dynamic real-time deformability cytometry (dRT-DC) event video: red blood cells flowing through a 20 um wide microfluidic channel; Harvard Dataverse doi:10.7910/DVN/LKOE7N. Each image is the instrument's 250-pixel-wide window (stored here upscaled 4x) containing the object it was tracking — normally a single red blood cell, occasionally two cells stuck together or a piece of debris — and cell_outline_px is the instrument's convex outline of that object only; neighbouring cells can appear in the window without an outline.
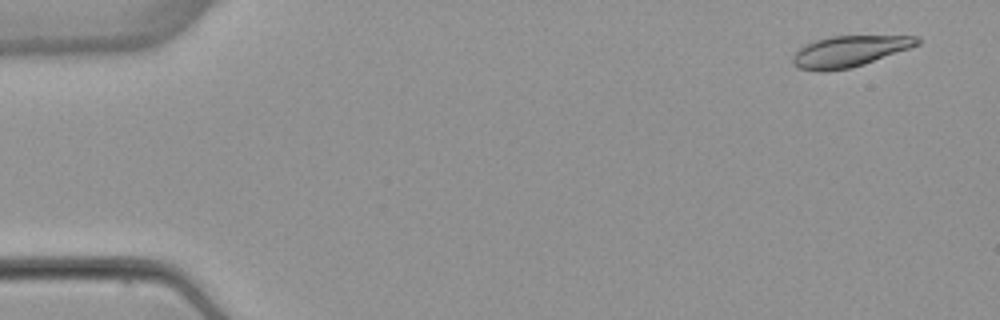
{"species": "common noctule bat (a hibernating species)", "species_latin": "Nyctalus noctula", "temperature_condition": "warm", "stored_images_in_passage": 52, "camera_frame_rate_fps": 3000, "um_per_image_px": 0.085, "animal": {"sex": "female", "body_mass_g": 22.7, "forearm_length_mm": 54.2}, "frame": {"image": 1, "passage_image": 3, "time_ms": 0.667, "image_size_px": [1000, 320], "cell_outline_px": [[920, 44], [864, 64], [852, 68], [828, 72], [820, 72], [800, 68], [792, 64], [792, 56], [804, 44], [816, 40], [832, 36], [920, 36]], "centroid_in_image_um": [72.16, 4.37], "position_along_channel_um": 12.8, "area_um2": 22.54}}
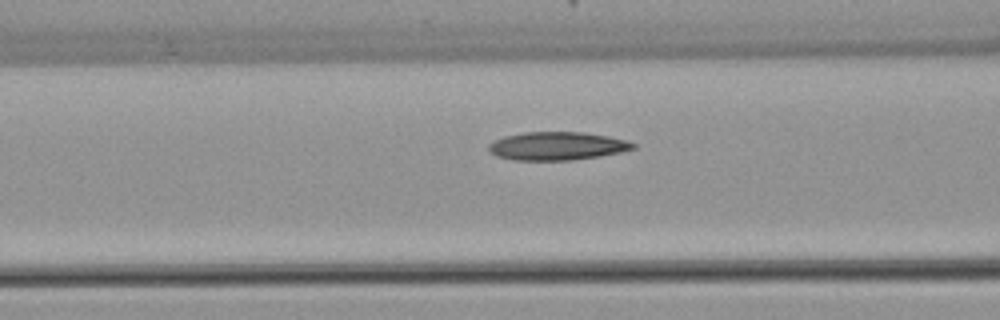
{"frame": {"image": 2, "passage_image": 21, "time_ms": 6.667, "image_size_px": [1000, 320], "cell_outline_px": [[636, 148], [620, 152], [600, 156], [572, 160], [512, 160], [496, 156], [488, 148], [488, 144], [504, 136], [524, 132], [584, 132], [608, 136], [628, 140], [636, 144]], "centroid_in_image_um": [47.38, 12.41], "position_along_channel_um": 119.2, "area_um2": 23.81}}
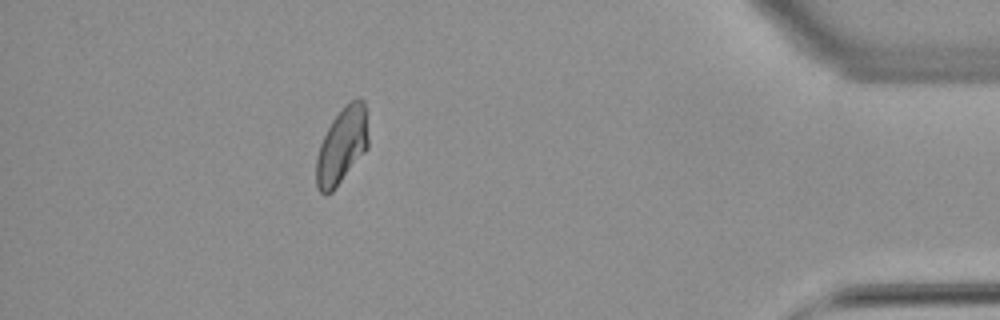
{"frame": {"image": 3, "passage_image": 47, "time_ms": 15.333, "image_size_px": [1000, 320], "cell_outline_px": [[368, 148], [336, 188], [332, 192], [320, 192], [316, 188], [316, 156], [320, 144], [332, 120], [344, 104], [352, 100], [364, 100], [368, 140]], "centroid_in_image_um": [29.05, 12.4], "position_along_channel_um": 406.2, "area_um2": 22.95}, "authors_computed_cell_mechanics": {"area_um2": 23.1778, "velocity_mm_per_s": 3.8924, "shape_relaxation_time_tau1_ms": 10.1102, "shape_relaxation_time_tau2_ms": 6.1236, "deformation_change_tau1": 0.2085, "deformation_change_tau2": 0.105}}